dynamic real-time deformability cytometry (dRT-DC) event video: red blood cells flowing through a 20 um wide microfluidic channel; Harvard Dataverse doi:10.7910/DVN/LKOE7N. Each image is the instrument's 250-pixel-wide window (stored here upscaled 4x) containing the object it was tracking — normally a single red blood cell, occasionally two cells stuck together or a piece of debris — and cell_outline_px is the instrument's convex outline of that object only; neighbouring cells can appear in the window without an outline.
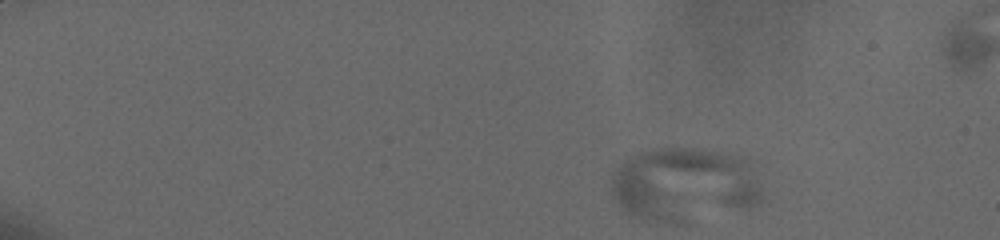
{"species": "human", "species_latin": "Homo sapiens", "temperature_condition": "cold", "stored_images_in_passage": 50, "camera_frame_rate_fps": 3000, "um_per_image_px": 0.085, "donor": {"sex": "male"}, "frame": {"image": 1, "passage_image": 1, "time_ms": 0.0, "image_size_px": [1000, 240], "cell_outline_px": [[764, 200], [760, 204], [752, 208], [684, 224], [668, 224], [644, 220], [632, 216], [624, 212], [612, 196], [612, 176], [616, 168], [624, 156], [652, 148], [704, 148], [732, 152], [756, 160], [764, 196]], "centroid_in_image_um": [58.29, 15.68], "position_along_channel_um": 26.7, "area_um2": 68.84}}